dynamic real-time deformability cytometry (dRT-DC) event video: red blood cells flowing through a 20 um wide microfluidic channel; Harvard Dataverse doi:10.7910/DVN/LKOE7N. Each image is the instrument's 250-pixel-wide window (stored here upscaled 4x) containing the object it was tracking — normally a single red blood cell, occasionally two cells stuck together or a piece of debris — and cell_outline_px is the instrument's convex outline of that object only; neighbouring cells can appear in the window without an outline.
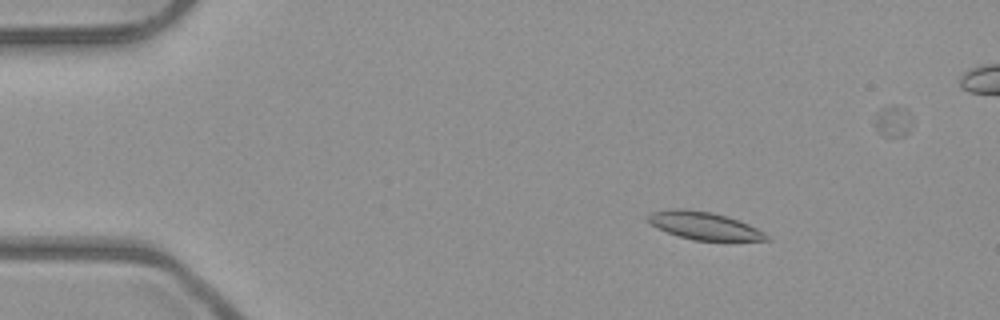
{"species": "common noctule bat (a hibernating species)", "species_latin": "Nyctalus noctula", "temperature_condition": "room temperature", "stored_images_in_passage": 51, "camera_frame_rate_fps": 3000, "um_per_image_px": 0.085, "animal": {"sex": "male", "body_mass_g": 23.1, "forearm_length_mm": 52.7}, "frame": {"image": 1, "passage_image": 6, "time_ms": 1.667, "image_size_px": [1000, 320], "cell_outline_px": [[772, 240], [692, 240], [668, 232], [652, 224], [644, 216], [652, 212], [680, 208], [712, 212], [728, 216], [748, 224], [764, 232]], "centroid_in_image_um": [59.86, 19.18], "position_along_channel_um": 25.1, "area_um2": 18.79}}
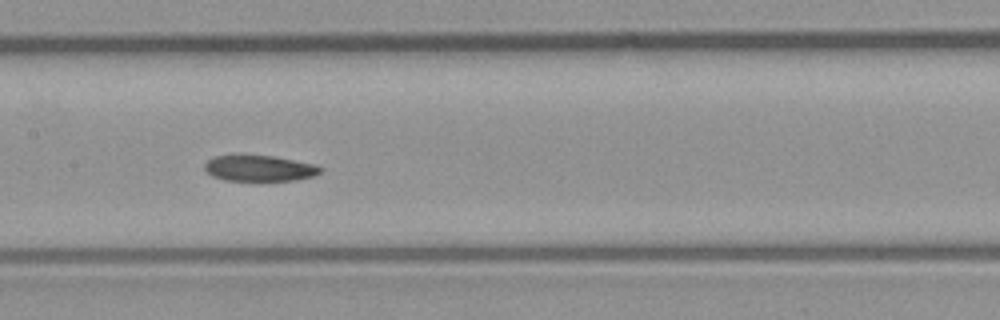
{"frame": {"image": 2, "passage_image": 24, "time_ms": 7.667, "image_size_px": [1000, 320], "cell_outline_px": [[324, 168], [320, 172], [312, 176], [296, 180], [260, 184], [224, 180], [212, 176], [204, 168], [204, 164], [212, 156], [232, 152], [236, 152], [272, 156], [316, 164]], "centroid_in_image_um": [21.98, 14.31], "position_along_channel_um": 185.4, "area_um2": 19.19}}
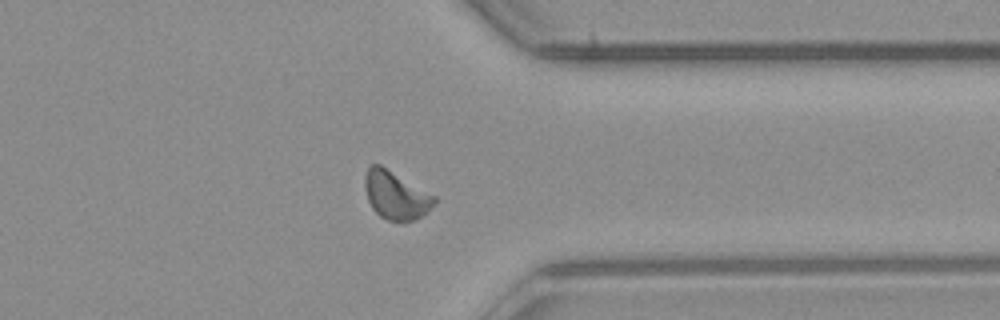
{"frame": {"image": 3, "passage_image": 39, "time_ms": 12.667, "image_size_px": [1000, 320], "cell_outline_px": [[436, 200], [428, 212], [412, 220], [388, 220], [380, 216], [372, 208], [368, 200], [364, 188], [364, 176], [368, 168], [372, 164], [380, 164], [436, 196]], "centroid_in_image_um": [33.62, 16.57], "position_along_channel_um": 377.8, "area_um2": 19.31}, "authors_computed_cell_mechanics": {"area_um2": 18.8428, "velocity_mm_per_s": 3.9584, "shape_relaxation_time_tau1_ms": 5.2743, "shape_relaxation_time_tau2_ms": 4.1707, "deformation_change_tau1": 0.1242, "deformation_change_tau2": 0.0999}}